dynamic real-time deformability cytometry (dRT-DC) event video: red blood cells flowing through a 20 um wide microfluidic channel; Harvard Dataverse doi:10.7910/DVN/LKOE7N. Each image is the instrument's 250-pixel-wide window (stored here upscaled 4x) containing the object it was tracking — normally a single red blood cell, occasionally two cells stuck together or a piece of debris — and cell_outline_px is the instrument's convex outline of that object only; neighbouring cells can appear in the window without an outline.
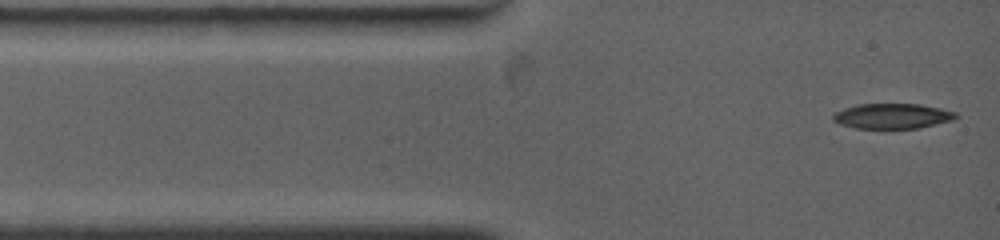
{"species": "common noctule bat (a hibernating species)", "species_latin": "Nyctalus noctula", "temperature_condition": "warm", "stored_images_in_passage": 28, "camera_frame_rate_fps": 4500, "um_per_image_px": 0.085, "animal": {"sex": "female", "body_mass_g": 19.0, "forearm_length_mm": 53.3}, "frame": {"image": 1, "passage_image": 1, "time_ms": 0.0, "image_size_px": [1000, 240], "cell_outline_px": [[960, 116], [952, 120], [920, 128], [856, 128], [840, 124], [832, 120], [832, 116], [836, 112], [844, 108], [860, 104], [920, 104], [940, 108], [956, 112]], "centroid_in_image_um": [75.87, 9.86], "position_along_channel_um": 9.1, "area_um2": 17.98}}
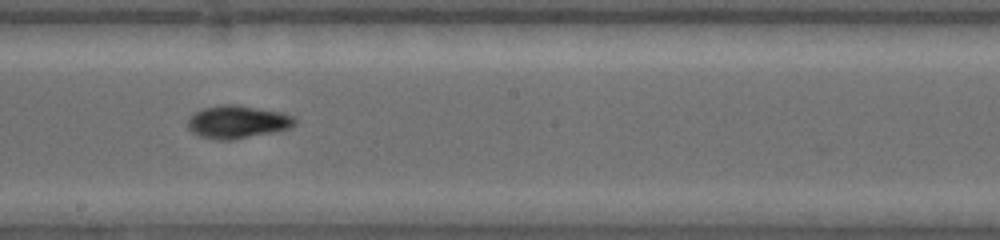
{"frame": {"image": 2, "passage_image": 14, "time_ms": 6.667, "image_size_px": [1000, 240], "cell_outline_px": [[296, 124], [288, 128], [272, 132], [232, 140], [216, 140], [200, 136], [192, 132], [188, 128], [188, 120], [196, 112], [204, 108], [224, 104], [236, 104], [280, 112], [292, 116], [296, 120]], "centroid_in_image_um": [20.17, 10.37], "position_along_channel_um": 228.0, "area_um2": 20.23}}
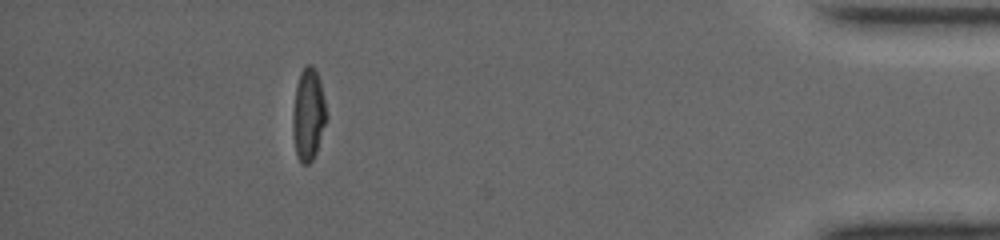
{"frame": {"image": 3, "passage_image": 27, "time_ms": 13.111, "image_size_px": [1000, 240], "cell_outline_px": [[328, 120], [316, 152], [312, 160], [308, 164], [300, 164], [296, 156], [292, 132], [292, 112], [296, 84], [300, 72], [304, 64], [312, 64], [316, 68], [320, 80], [324, 96], [328, 116]], "centroid_in_image_um": [26.21, 9.72], "position_along_channel_um": 409.0, "area_um2": 18.84}}